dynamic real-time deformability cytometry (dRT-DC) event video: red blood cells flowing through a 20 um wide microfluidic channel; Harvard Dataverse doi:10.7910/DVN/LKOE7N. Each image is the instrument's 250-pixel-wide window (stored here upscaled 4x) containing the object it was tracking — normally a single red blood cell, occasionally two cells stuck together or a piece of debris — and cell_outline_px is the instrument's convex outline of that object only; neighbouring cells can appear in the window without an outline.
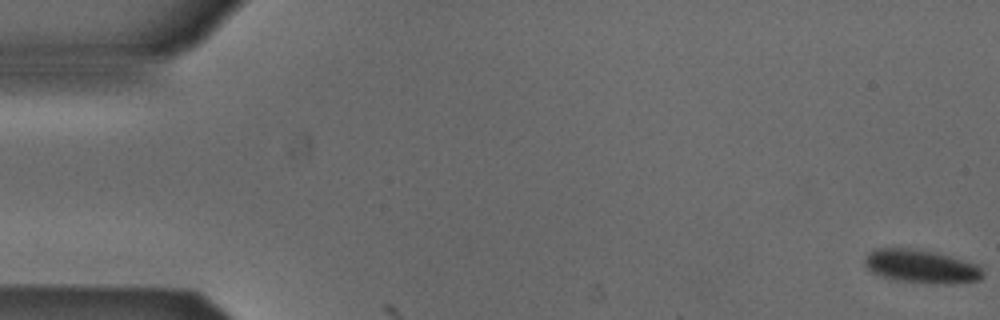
{"species": "Egyptian fruit bat (a non-hibernating species)", "species_latin": "Rousettus aegyptiacus", "temperature_condition": "cold", "stored_images_in_passage": 3, "camera_frame_rate_fps": 3000, "um_per_image_px": 0.085, "animal": {"sex": "male"}, "frame": {"image": 1, "passage_image": 1, "time_ms": 0.0, "image_size_px": [1000, 320], "cell_outline_px": [[984, 276], [980, 280], [952, 284], [944, 284], [896, 280], [872, 272], [864, 264], [864, 260], [868, 252], [872, 248], [912, 248], [936, 252], [964, 260], [976, 264], [984, 272]], "centroid_in_image_um": [78.31, 22.63], "position_along_channel_um": 6.7, "area_um2": 23.0}}